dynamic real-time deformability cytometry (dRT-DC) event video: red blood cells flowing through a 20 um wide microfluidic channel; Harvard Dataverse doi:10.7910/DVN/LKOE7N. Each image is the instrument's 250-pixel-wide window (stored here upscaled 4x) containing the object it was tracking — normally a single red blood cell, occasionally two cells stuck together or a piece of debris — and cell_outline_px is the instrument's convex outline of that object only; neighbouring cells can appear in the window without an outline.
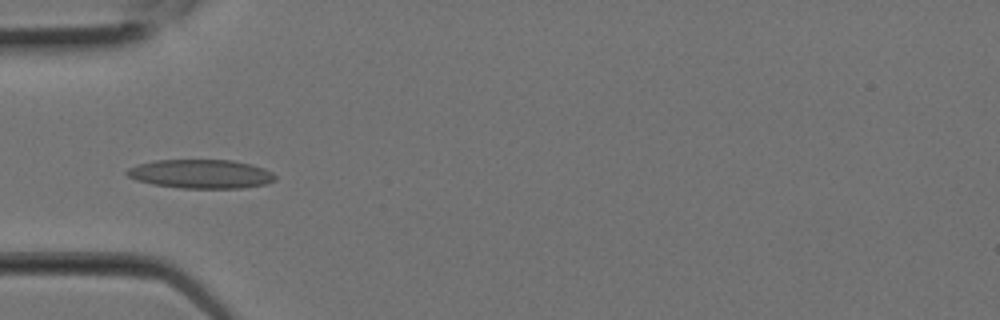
{"species": "Egyptian fruit bat (a non-hibernating species)", "species_latin": "Rousettus aegyptiacus", "temperature_condition": "room temperature", "stored_images_in_passage": 8, "camera_frame_rate_fps": 3000, "um_per_image_px": 0.085, "animal": {"sex": "female"}, "frame": {"image": 1, "passage_image": 7, "time_ms": 2.0, "image_size_px": [1000, 320], "cell_outline_px": [[276, 180], [268, 184], [240, 188], [180, 188], [152, 184], [136, 180], [128, 176], [124, 172], [128, 168], [140, 164], [156, 160], [232, 160], [252, 164], [264, 168], [272, 172], [276, 176]], "centroid_in_image_um": [17.11, 14.79], "position_along_channel_um": 67.9, "area_um2": 25.09}}